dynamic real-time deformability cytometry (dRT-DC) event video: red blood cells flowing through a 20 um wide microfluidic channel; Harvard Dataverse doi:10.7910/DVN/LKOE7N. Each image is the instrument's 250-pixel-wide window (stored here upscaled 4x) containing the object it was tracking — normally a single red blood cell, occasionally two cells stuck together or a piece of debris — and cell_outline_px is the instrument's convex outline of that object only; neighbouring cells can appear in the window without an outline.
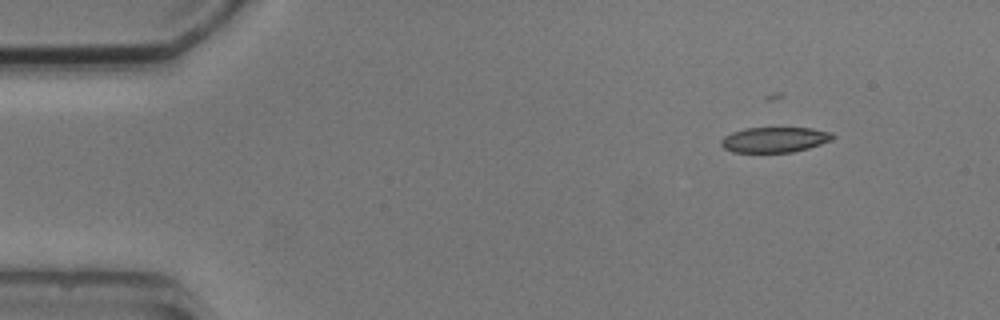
{"species": "common noctule bat (a hibernating species)", "species_latin": "Nyctalus noctula", "temperature_condition": "cold", "stored_images_in_passage": 7, "camera_frame_rate_fps": 3000, "um_per_image_px": 0.085, "animal": {"sex": "male", "body_mass_g": 20.5, "forearm_length_mm": 52.5}, "frame": {"image": 1, "passage_image": 1, "time_ms": 0.0, "image_size_px": [1000, 320], "cell_outline_px": [[836, 136], [832, 140], [808, 148], [792, 152], [732, 152], [724, 148], [720, 144], [720, 140], [724, 136], [732, 132], [744, 128], [812, 128], [832, 132]], "centroid_in_image_um": [65.84, 11.87], "position_along_channel_um": 19.2, "area_um2": 16.53}}
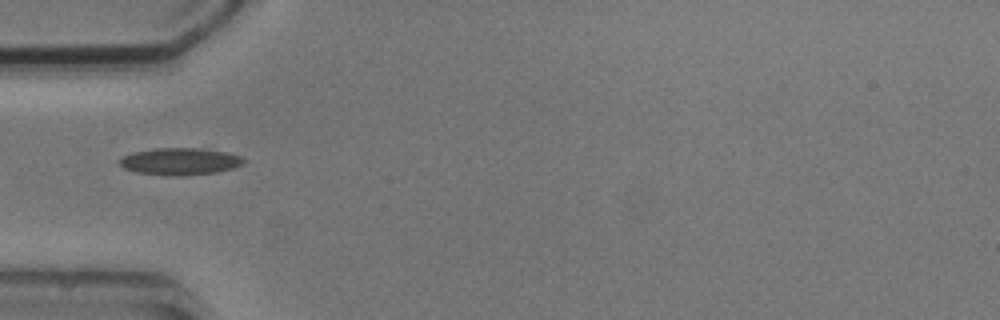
{"frame": {"image": 2, "passage_image": 4, "time_ms": 3.667, "image_size_px": [1000, 320], "cell_outline_px": [[244, 160], [240, 164], [232, 168], [216, 172], [176, 176], [136, 172], [124, 168], [120, 164], [120, 160], [124, 156], [132, 152], [156, 148], [200, 148], [228, 152], [240, 156]], "centroid_in_image_um": [15.28, 13.71], "position_along_channel_um": 69.7, "area_um2": 19.25}}